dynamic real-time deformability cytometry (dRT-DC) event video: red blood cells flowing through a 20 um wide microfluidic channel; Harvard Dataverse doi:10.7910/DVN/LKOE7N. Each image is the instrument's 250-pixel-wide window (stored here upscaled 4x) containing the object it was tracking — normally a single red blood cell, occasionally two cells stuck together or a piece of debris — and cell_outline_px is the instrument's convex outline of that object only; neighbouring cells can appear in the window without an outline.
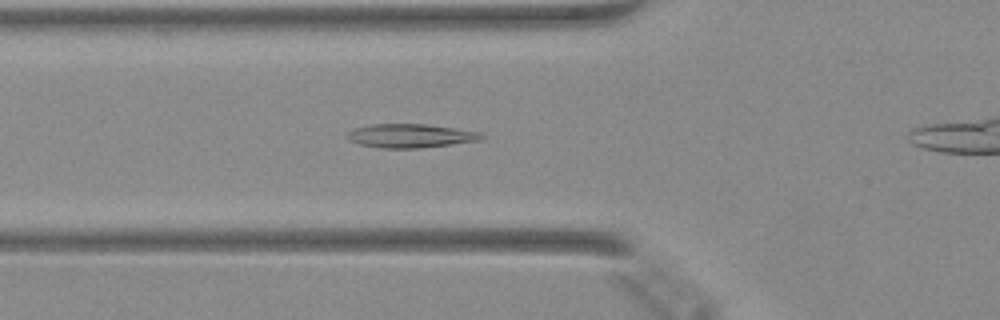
{"species": "Egyptian fruit bat (a non-hibernating species)", "species_latin": "Rousettus aegyptiacus", "temperature_condition": "warm", "stored_images_in_passage": 37, "camera_frame_rate_fps": 3000, "um_per_image_px": 0.085, "animal": {"sex": "female"}, "frame": {"image": 1, "passage_image": 13, "time_ms": 4.0, "image_size_px": [1000, 320], "cell_outline_px": [[484, 136], [480, 140], [452, 144], [416, 148], [380, 148], [360, 144], [348, 140], [348, 132], [356, 128], [372, 124], [424, 124], [480, 132]], "centroid_in_image_um": [34.87, 11.54], "position_along_channel_um": 90.9, "area_um2": 18.26}}
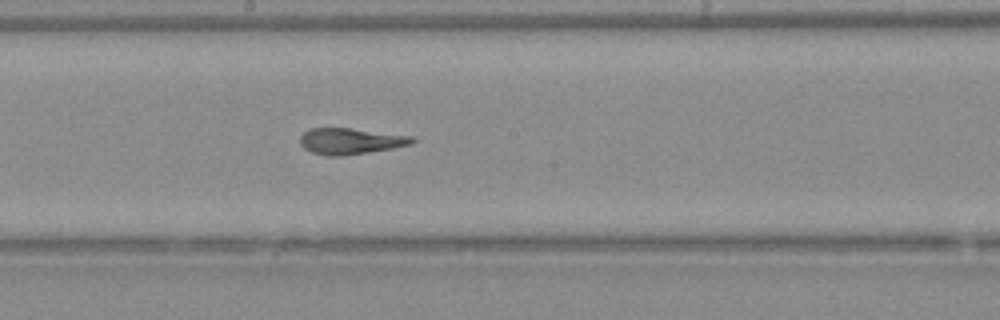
{"frame": {"image": 2, "passage_image": 22, "time_ms": 7.0, "image_size_px": [1000, 320], "cell_outline_px": [[416, 140], [412, 144], [392, 148], [340, 156], [328, 156], [312, 152], [304, 148], [300, 144], [300, 136], [304, 132], [312, 128], [348, 128], [412, 136]], "centroid_in_image_um": [29.77, 11.99], "position_along_channel_um": 218.4, "area_um2": 16.82}}
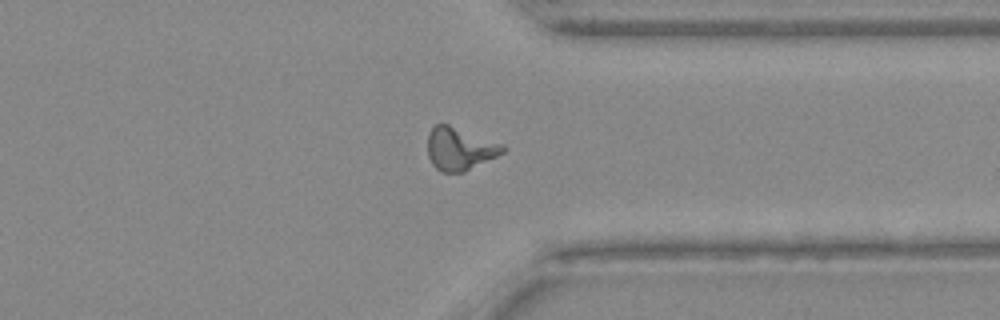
{"frame": {"image": 3, "passage_image": 33, "time_ms": 10.667, "image_size_px": [1000, 320], "cell_outline_px": [[504, 152], [464, 172], [440, 172], [432, 164], [428, 156], [428, 132], [436, 124], [448, 124], [504, 144]], "centroid_in_image_um": [39.05, 12.64], "position_along_channel_um": 372.3, "area_um2": 18.61}}